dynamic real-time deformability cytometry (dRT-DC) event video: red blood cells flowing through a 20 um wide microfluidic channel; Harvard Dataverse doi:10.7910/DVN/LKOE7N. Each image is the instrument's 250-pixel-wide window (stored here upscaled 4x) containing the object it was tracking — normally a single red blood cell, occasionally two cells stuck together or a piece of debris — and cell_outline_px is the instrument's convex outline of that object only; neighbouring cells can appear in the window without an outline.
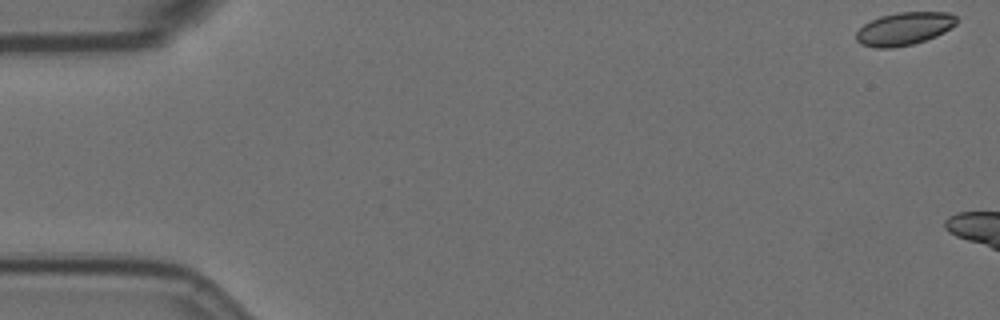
{"species": "Egyptian fruit bat (a non-hibernating species)", "species_latin": "Rousettus aegyptiacus", "temperature_condition": "room temperature", "stored_images_in_passage": 6, "camera_frame_rate_fps": 3000, "um_per_image_px": 0.085, "animal": {"sex": "female"}, "frame": {"image": 1, "passage_image": 1, "time_ms": 0.0, "image_size_px": [1000, 320], "cell_outline_px": [[956, 24], [944, 32], [936, 36], [912, 44], [892, 48], [876, 48], [860, 44], [856, 40], [856, 32], [864, 24], [880, 16], [900, 12], [948, 12], [956, 16]], "centroid_in_image_um": [76.84, 2.44], "position_along_channel_um": 8.2, "area_um2": 19.13}}